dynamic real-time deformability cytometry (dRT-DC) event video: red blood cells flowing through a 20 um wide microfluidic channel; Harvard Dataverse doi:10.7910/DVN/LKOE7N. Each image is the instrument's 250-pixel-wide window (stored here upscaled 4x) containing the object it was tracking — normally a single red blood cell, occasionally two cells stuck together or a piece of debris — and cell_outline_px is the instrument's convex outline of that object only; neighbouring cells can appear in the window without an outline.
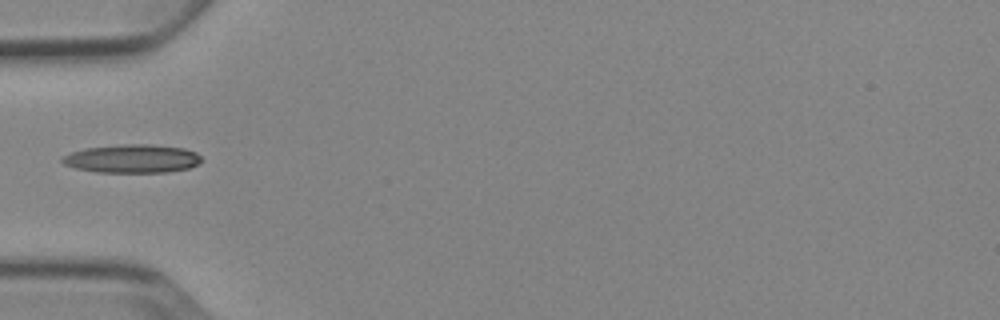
{"species": "Egyptian fruit bat (a non-hibernating species)", "species_latin": "Rousettus aegyptiacus", "temperature_condition": "cold", "stored_images_in_passage": 1, "camera_frame_rate_fps": 3000, "um_per_image_px": 0.085, "animal": {"sex": "female"}, "frame": {"image": 1, "passage_image": 1, "time_ms": 0.0, "image_size_px": [1000, 320], "cell_outline_px": [[200, 160], [196, 164], [188, 168], [168, 172], [96, 172], [76, 168], [64, 164], [60, 160], [64, 156], [72, 152], [84, 148], [124, 144], [152, 144], [184, 148], [196, 152], [200, 156]], "centroid_in_image_um": [11.23, 13.48], "position_along_channel_um": 73.8, "area_um2": 22.95}}